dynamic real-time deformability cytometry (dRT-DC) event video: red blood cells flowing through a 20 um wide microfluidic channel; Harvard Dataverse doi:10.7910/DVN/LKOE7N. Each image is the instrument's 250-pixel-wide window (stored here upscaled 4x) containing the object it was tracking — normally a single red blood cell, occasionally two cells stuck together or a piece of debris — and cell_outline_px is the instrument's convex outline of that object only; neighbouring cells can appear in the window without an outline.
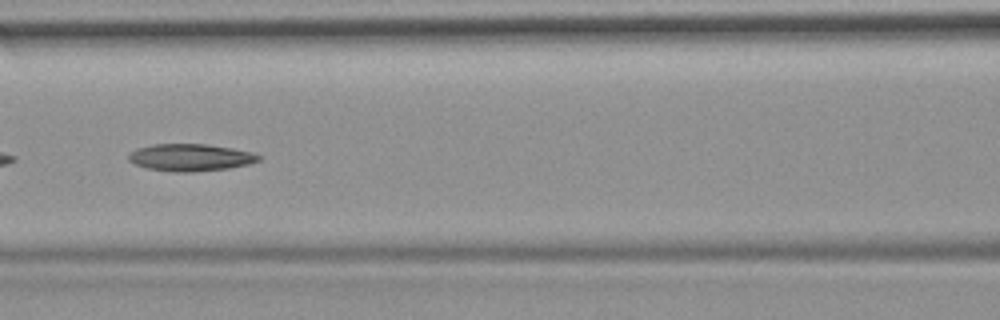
{"species": "common noctule bat (a hibernating species)", "species_latin": "Nyctalus noctula", "temperature_condition": "room temperature", "stored_images_in_passage": 53, "camera_frame_rate_fps": 3000, "um_per_image_px": 0.085, "animal": {"sex": "female", "body_mass_g": 19.9}, "frame": {"image": 1, "passage_image": 23, "time_ms": 7.333, "image_size_px": [1000, 320], "cell_outline_px": [[260, 160], [248, 164], [228, 168], [192, 172], [176, 172], [148, 168], [136, 164], [128, 160], [128, 152], [136, 148], [152, 144], [208, 144], [232, 148], [252, 152], [260, 156]], "centroid_in_image_um": [16.16, 13.37], "position_along_channel_um": 150.4, "area_um2": 20.58}}